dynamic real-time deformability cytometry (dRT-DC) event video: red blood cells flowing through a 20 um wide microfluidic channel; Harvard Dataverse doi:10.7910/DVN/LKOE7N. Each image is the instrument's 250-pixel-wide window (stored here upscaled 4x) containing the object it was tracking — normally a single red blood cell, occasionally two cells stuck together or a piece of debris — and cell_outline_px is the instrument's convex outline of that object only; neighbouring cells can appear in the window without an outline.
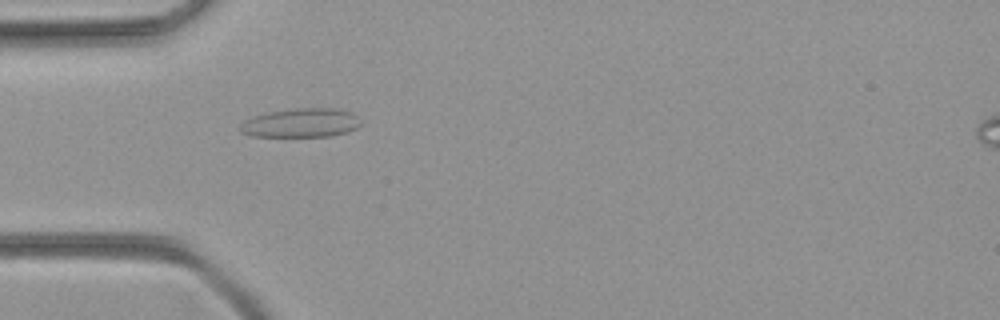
{"species": "common noctule bat (a hibernating species)", "species_latin": "Nyctalus noctula", "temperature_condition": "room temperature", "stored_images_in_passage": 46, "camera_frame_rate_fps": 3000, "um_per_image_px": 0.085, "animal": {"sex": "female", "body_mass_g": 21.9}, "frame": {"image": 1, "passage_image": 11, "time_ms": 3.333, "image_size_px": [1000, 320], "cell_outline_px": [[360, 124], [356, 128], [332, 136], [252, 136], [240, 132], [240, 124], [244, 120], [268, 112], [296, 108], [340, 108], [352, 112], [356, 116]], "centroid_in_image_um": [25.58, 10.44], "position_along_channel_um": 59.4, "area_um2": 20.23}}
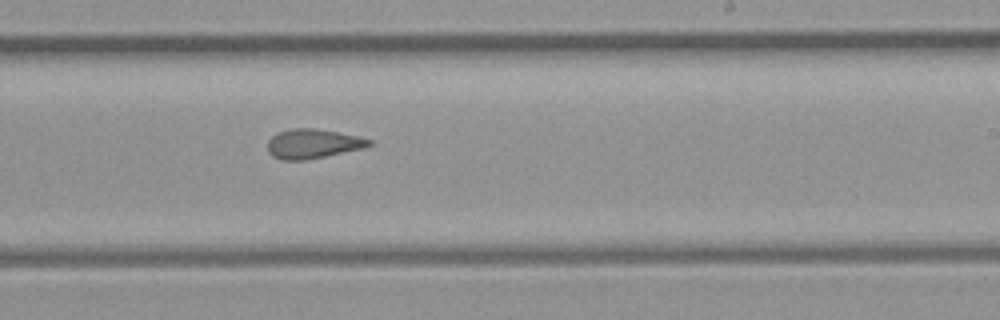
{"frame": {"image": 2, "passage_image": 26, "time_ms": 8.333, "image_size_px": [1000, 320], "cell_outline_px": [[372, 144], [364, 148], [304, 160], [280, 160], [272, 156], [268, 152], [268, 140], [272, 136], [280, 132], [292, 128], [316, 128], [356, 136], [372, 140]], "centroid_in_image_um": [26.56, 12.22], "position_along_channel_um": 262.4, "area_um2": 17.22}}
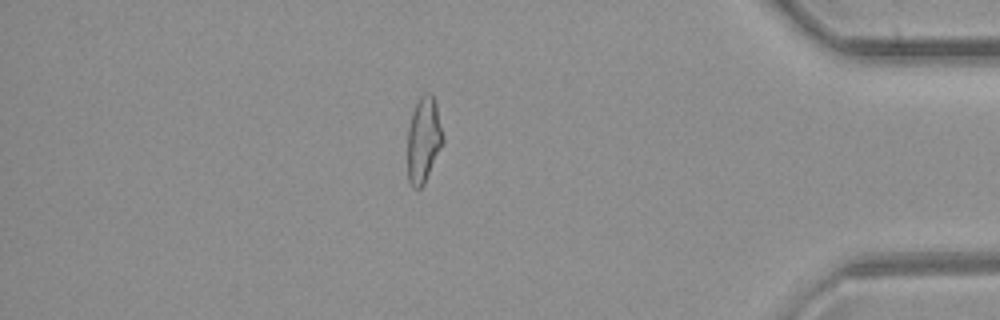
{"frame": {"image": 3, "passage_image": 39, "time_ms": 12.667, "image_size_px": [1000, 320], "cell_outline_px": [[444, 140], [424, 184], [420, 188], [412, 188], [408, 180], [408, 128], [412, 112], [420, 96], [424, 92], [428, 92], [432, 96], [436, 104], [444, 136]], "centroid_in_image_um": [36.0, 11.88], "position_along_channel_um": 399.2, "area_um2": 17.57}}